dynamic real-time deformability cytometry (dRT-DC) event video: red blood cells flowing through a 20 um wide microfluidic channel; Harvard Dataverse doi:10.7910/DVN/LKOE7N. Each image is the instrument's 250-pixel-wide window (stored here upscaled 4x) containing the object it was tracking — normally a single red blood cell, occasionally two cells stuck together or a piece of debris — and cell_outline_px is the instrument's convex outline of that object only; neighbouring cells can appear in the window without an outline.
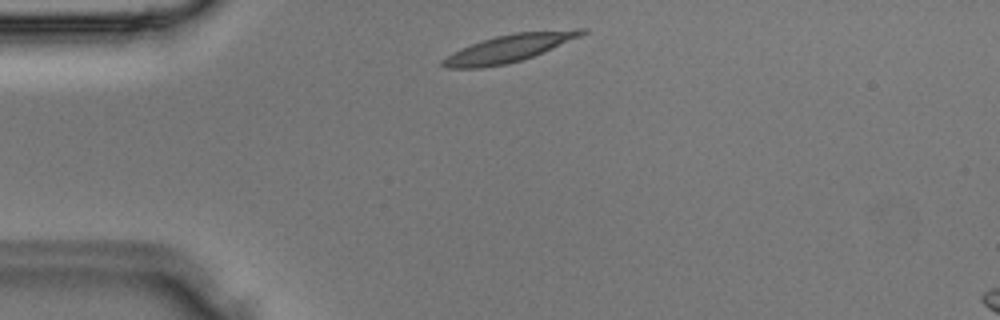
{"species": "Egyptian fruit bat (a non-hibernating species)", "species_latin": "Rousettus aegyptiacus", "temperature_condition": "room temperature", "stored_images_in_passage": 2, "camera_frame_rate_fps": 3000, "um_per_image_px": 0.085, "animal": {"sex": "male"}, "frame": {"image": 1, "passage_image": 1, "time_ms": 0.0, "image_size_px": [1000, 320], "cell_outline_px": [[588, 32], [580, 36], [532, 56], [520, 60], [504, 64], [480, 68], [448, 68], [440, 64], [440, 60], [460, 48], [496, 36], [516, 32], [576, 28], [584, 28]], "centroid_in_image_um": [43.25, 4.08], "position_along_channel_um": 41.7, "area_um2": 21.96}}